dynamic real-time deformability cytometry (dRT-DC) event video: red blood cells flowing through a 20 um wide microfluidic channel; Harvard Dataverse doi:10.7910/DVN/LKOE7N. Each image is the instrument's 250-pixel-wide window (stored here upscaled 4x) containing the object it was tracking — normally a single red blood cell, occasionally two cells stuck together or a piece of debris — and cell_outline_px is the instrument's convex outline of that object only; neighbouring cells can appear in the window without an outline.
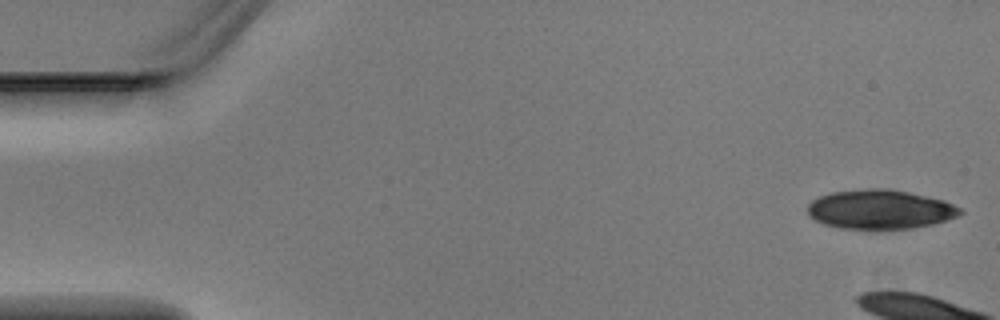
{"species": "Egyptian fruit bat (a non-hibernating species)", "species_latin": "Rousettus aegyptiacus", "temperature_condition": "warm", "stored_images_in_passage": 5, "camera_frame_rate_fps": 3000, "um_per_image_px": 0.085, "animal": {"sex": "male"}, "frame": {"image": 1, "passage_image": 1, "time_ms": 0.0, "image_size_px": [1000, 320], "cell_outline_px": [[964, 212], [956, 216], [932, 224], [912, 228], [872, 232], [840, 228], [824, 224], [808, 216], [808, 204], [812, 200], [820, 196], [832, 192], [868, 188], [892, 188], [928, 196], [944, 200], [960, 208]], "centroid_in_image_um": [74.78, 17.83], "position_along_channel_um": 10.2, "area_um2": 35.78}}